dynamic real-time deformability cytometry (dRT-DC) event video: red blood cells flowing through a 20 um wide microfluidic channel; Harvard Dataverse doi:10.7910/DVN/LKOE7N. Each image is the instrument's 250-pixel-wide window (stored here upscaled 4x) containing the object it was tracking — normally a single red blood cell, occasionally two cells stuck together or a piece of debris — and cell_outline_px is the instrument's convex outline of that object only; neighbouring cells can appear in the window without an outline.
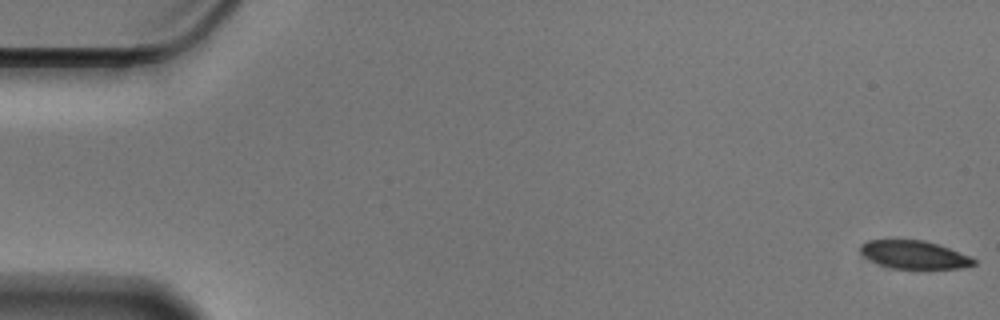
{"species": "Egyptian fruit bat (a non-hibernating species)", "species_latin": "Rousettus aegyptiacus", "temperature_condition": "cold", "stored_images_in_passage": 14, "camera_frame_rate_fps": 3000, "um_per_image_px": 0.085, "animal": {"sex": "male"}, "frame": {"image": 1, "passage_image": 1, "time_ms": 0.0, "image_size_px": [1000, 320], "cell_outline_px": [[976, 264], [960, 268], [892, 268], [880, 264], [864, 256], [860, 252], [860, 244], [868, 240], [892, 236], [896, 236], [924, 240], [972, 256], [976, 260]], "centroid_in_image_um": [77.64, 21.58], "position_along_channel_um": 7.4, "area_um2": 19.19}}